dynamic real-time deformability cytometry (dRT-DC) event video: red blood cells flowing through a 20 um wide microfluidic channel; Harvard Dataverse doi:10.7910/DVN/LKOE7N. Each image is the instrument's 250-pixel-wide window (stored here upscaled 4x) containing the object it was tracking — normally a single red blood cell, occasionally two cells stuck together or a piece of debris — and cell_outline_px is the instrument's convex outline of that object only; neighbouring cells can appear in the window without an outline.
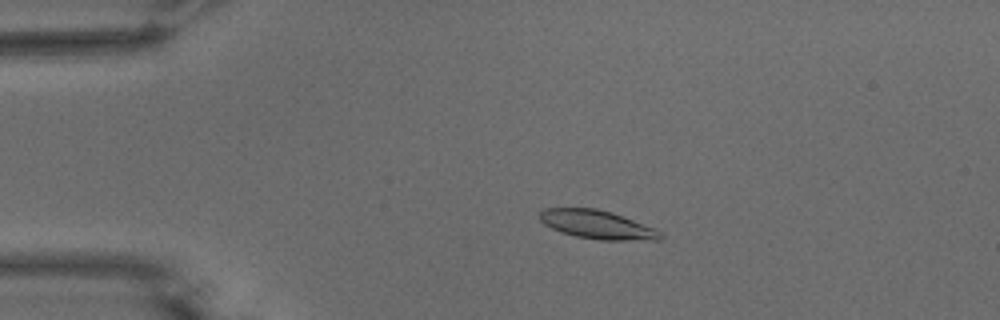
{"species": "common noctule bat (a hibernating species)", "species_latin": "Nyctalus noctula", "temperature_condition": "warm", "stored_images_in_passage": 55, "camera_frame_rate_fps": 3000, "um_per_image_px": 0.085, "animal": {"sex": "male", "body_mass_g": 15.6}, "frame": {"image": 1, "passage_image": 12, "time_ms": 3.667, "image_size_px": [1000, 320], "cell_outline_px": [[664, 236], [660, 240], [600, 240], [576, 236], [560, 232], [544, 224], [536, 216], [544, 208], [596, 208], [612, 212], [656, 228]], "centroid_in_image_um": [50.76, 19.09], "position_along_channel_um": 34.2, "area_um2": 20.29}}
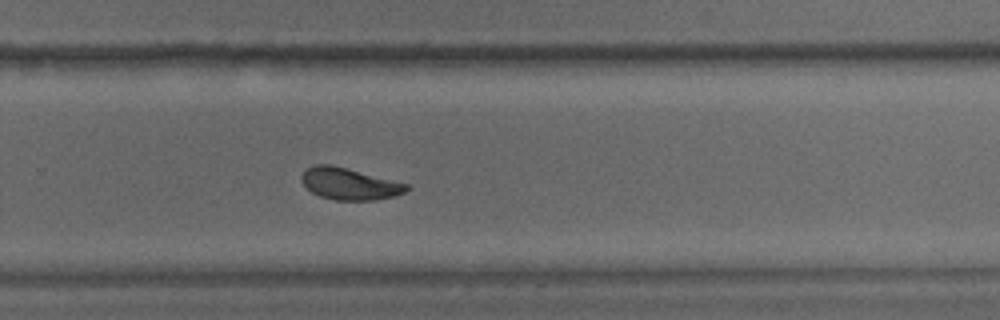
{"frame": {"image": 2, "passage_image": 37, "time_ms": 12.0, "image_size_px": [1000, 320], "cell_outline_px": [[408, 188], [404, 192], [396, 196], [376, 200], [336, 200], [320, 196], [312, 192], [300, 180], [300, 176], [312, 164], [332, 164], [408, 184]], "centroid_in_image_um": [29.68, 15.62], "position_along_channel_um": 300.1, "area_um2": 19.36}}
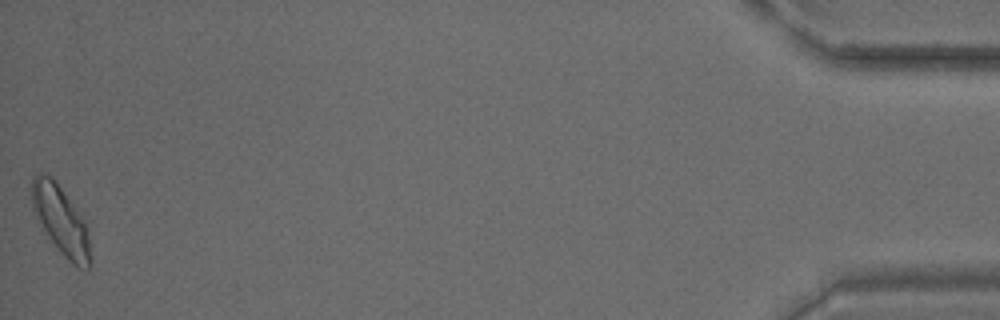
{"frame": {"image": 3, "passage_image": 55, "time_ms": 18.0, "image_size_px": [1000, 320], "cell_outline_px": [[88, 268], [80, 268], [72, 264], [64, 256], [52, 240], [36, 216], [32, 208], [28, 188], [32, 176], [36, 172], [44, 172], [52, 176], [56, 180], [76, 208], [84, 220], [88, 236]], "centroid_in_image_um": [5.07, 18.56], "position_along_channel_um": 430.1, "area_um2": 23.18}, "authors_computed_cell_mechanics": {"area_um2": 20.0566, "velocity_mm_per_s": 3.712, "shape_relaxation_time_tau1_ms": 5.5443, "shape_relaxation_time_tau2_ms": 2.0531, "deformation_change_tau1": 0.1547, "deformation_change_tau2": 0.0726}}